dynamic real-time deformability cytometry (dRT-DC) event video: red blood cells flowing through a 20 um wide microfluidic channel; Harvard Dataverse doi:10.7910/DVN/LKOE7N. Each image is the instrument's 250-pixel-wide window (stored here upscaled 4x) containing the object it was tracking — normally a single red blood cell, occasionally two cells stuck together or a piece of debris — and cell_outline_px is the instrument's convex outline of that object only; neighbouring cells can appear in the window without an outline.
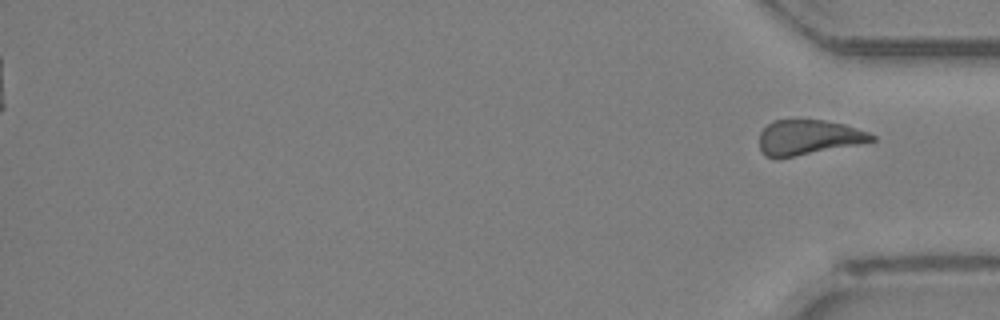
{"species": "Egyptian fruit bat (a non-hibernating species)", "species_latin": "Rousettus aegyptiacus", "temperature_condition": "room temperature", "stored_images_in_passage": 31, "segment_of_instrument_passage": [2, 2], "camera_frame_rate_fps": 3000, "um_per_image_px": 0.085, "animal": {"sex": "female"}, "frame": {"image": 1, "passage_image": 31, "time_ms": 10.0, "image_size_px": [1000, 320], "cell_outline_px": [[876, 140], [860, 144], [780, 160], [776, 160], [764, 156], [760, 152], [760, 132], [772, 120], [824, 120], [844, 124], [868, 132], [876, 136]], "centroid_in_image_um": [68.68, 11.72], "position_along_channel_um": 366.5, "area_um2": 23.47}}